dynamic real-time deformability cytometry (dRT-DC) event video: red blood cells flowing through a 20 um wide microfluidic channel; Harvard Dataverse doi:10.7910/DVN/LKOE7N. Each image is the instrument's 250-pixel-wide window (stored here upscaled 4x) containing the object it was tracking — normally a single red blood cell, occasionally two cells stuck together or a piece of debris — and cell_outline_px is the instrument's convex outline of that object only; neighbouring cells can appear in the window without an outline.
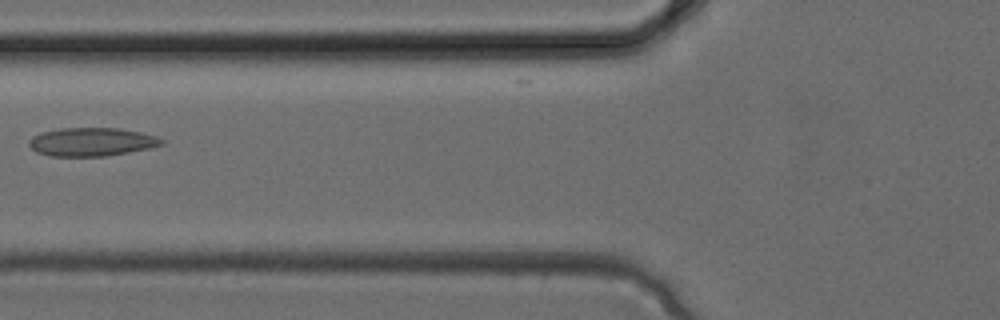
{"species": "common noctule bat (a hibernating species)", "species_latin": "Nyctalus noctula", "temperature_condition": "cold", "stored_images_in_passage": 34, "camera_frame_rate_fps": 3000, "um_per_image_px": 0.085, "animal": {"sex": "female", "body_mass_g": 24.6, "forearm_length_mm": 56.2}, "frame": {"image": 1, "passage_image": 13, "time_ms": 4.0, "image_size_px": [1000, 320], "cell_outline_px": [[164, 144], [148, 148], [128, 152], [104, 156], [48, 156], [36, 152], [28, 144], [28, 140], [32, 136], [40, 132], [60, 128], [120, 128], [140, 132], [156, 136], [164, 140]], "centroid_in_image_um": [7.75, 12.05], "position_along_channel_um": 118.1, "area_um2": 22.02}}
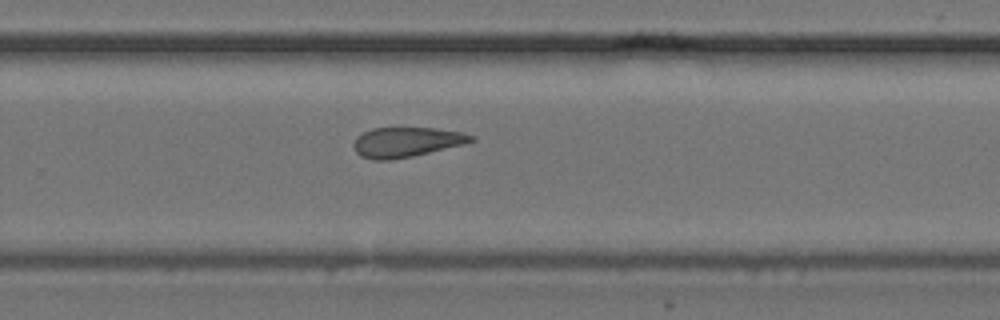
{"frame": {"image": 2, "passage_image": 22, "time_ms": 7.0, "image_size_px": [1000, 320], "cell_outline_px": [[476, 140], [464, 144], [412, 156], [388, 160], [372, 160], [360, 156], [356, 152], [352, 144], [356, 136], [372, 128], [436, 128], [460, 132], [476, 136]], "centroid_in_image_um": [34.52, 12.08], "position_along_channel_um": 295.3, "area_um2": 20.46}}
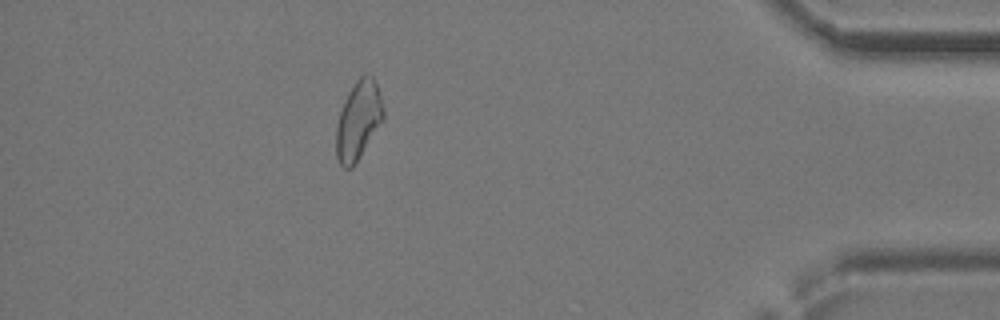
{"frame": {"image": 3, "passage_image": 30, "time_ms": 9.667, "image_size_px": [1000, 320], "cell_outline_px": [[384, 120], [356, 164], [352, 168], [344, 168], [340, 164], [336, 156], [336, 124], [344, 100], [348, 92], [356, 80], [360, 76], [372, 76], [376, 84], [384, 108]], "centroid_in_image_um": [30.46, 10.28], "position_along_channel_um": 404.7, "area_um2": 21.73}}